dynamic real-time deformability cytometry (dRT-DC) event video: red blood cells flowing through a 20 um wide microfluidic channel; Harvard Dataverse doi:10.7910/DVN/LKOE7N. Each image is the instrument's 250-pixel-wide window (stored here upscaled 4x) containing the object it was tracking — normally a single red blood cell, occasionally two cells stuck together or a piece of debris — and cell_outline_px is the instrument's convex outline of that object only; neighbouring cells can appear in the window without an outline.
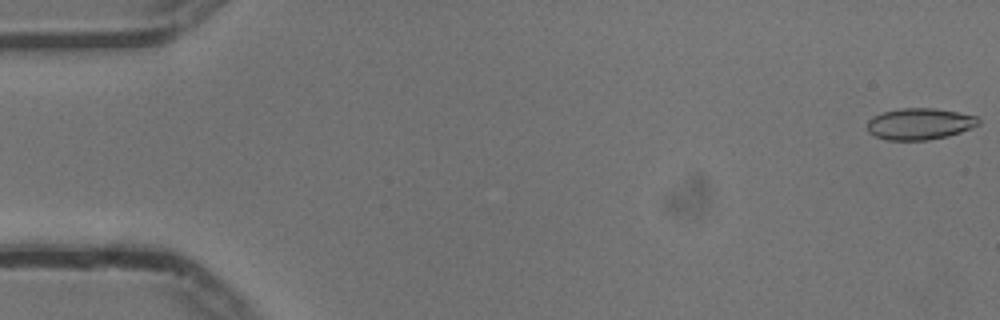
{"species": "common noctule bat (a hibernating species)", "species_latin": "Nyctalus noctula", "temperature_condition": "cold", "stored_images_in_passage": 11, "camera_frame_rate_fps": 3000, "um_per_image_px": 0.085, "animal": {"sex": "male", "body_mass_g": 13.3}, "frame": {"image": 1, "passage_image": 1, "time_ms": 0.0, "image_size_px": [1000, 320], "cell_outline_px": [[980, 124], [960, 132], [948, 136], [928, 140], [888, 140], [876, 136], [868, 132], [868, 120], [872, 116], [884, 112], [900, 108], [932, 108], [956, 112], [976, 116], [980, 120]], "centroid_in_image_um": [78.16, 10.53], "position_along_channel_um": 6.8, "area_um2": 20.29}}